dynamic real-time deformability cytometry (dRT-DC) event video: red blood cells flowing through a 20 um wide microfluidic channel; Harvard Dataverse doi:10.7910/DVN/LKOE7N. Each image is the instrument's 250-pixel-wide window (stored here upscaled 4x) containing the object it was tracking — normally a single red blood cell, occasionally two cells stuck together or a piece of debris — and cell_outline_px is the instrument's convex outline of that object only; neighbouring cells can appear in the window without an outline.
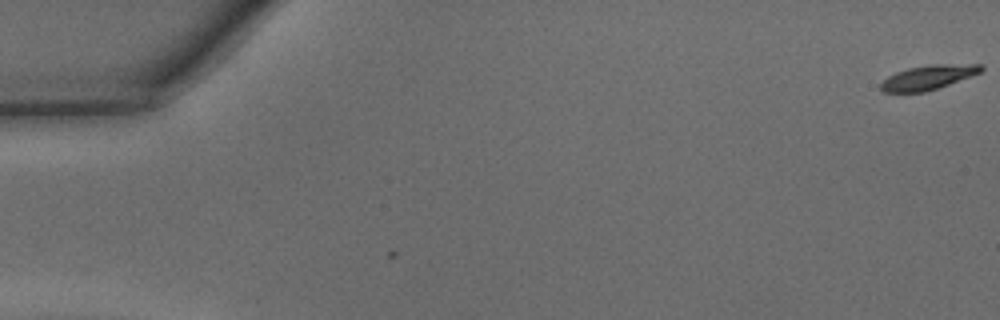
{"species": "common noctule bat (a hibernating species)", "species_latin": "Nyctalus noctula", "temperature_condition": "warm", "stored_images_in_passage": 3, "camera_frame_rate_fps": 3000, "um_per_image_px": 0.085, "animal": {"sex": "male", "body_mass_g": 15.6}, "frame": {"image": 1, "passage_image": 1, "time_ms": 0.0, "image_size_px": [1000, 320], "cell_outline_px": [[984, 68], [980, 72], [948, 84], [924, 92], [884, 92], [880, 88], [880, 84], [888, 76], [896, 72], [908, 68], [932, 64], [984, 64]], "centroid_in_image_um": [78.88, 6.56], "position_along_channel_um": 6.1, "area_um2": 14.05}}